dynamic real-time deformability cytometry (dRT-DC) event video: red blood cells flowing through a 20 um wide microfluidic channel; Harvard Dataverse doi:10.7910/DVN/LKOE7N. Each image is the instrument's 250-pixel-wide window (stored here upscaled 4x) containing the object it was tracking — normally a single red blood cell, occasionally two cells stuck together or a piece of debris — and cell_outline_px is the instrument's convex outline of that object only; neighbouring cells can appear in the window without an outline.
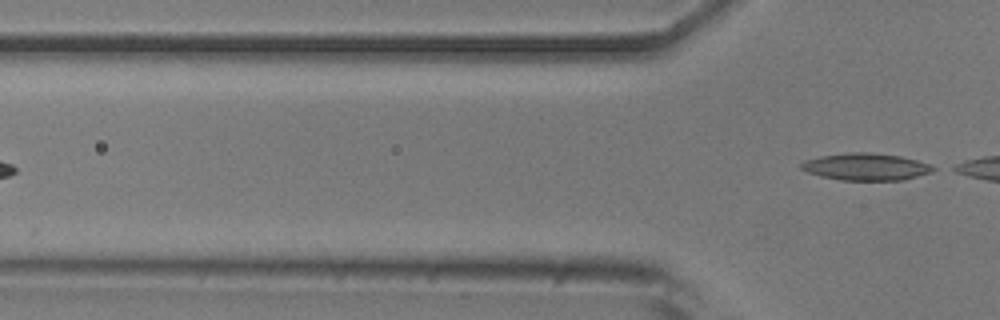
{"species": "common noctule bat (a hibernating species)", "species_latin": "Nyctalus noctula", "temperature_condition": "room temperature", "stored_images_in_passage": 2, "camera_frame_rate_fps": 3000, "um_per_image_px": 0.085, "animal": {"sex": "male", "body_mass_g": 20.5, "forearm_length_mm": 52.5}, "frame": {"image": 1, "passage_image": 2, "time_ms": 0.333, "image_size_px": [1000, 320], "cell_outline_px": [[936, 168], [932, 172], [904, 180], [840, 180], [820, 176], [808, 172], [800, 168], [800, 164], [804, 160], [820, 156], [848, 152], [868, 152], [900, 156], [916, 160], [928, 164]], "centroid_in_image_um": [73.58, 14.17], "position_along_channel_um": 52.2, "area_um2": 20.81}}